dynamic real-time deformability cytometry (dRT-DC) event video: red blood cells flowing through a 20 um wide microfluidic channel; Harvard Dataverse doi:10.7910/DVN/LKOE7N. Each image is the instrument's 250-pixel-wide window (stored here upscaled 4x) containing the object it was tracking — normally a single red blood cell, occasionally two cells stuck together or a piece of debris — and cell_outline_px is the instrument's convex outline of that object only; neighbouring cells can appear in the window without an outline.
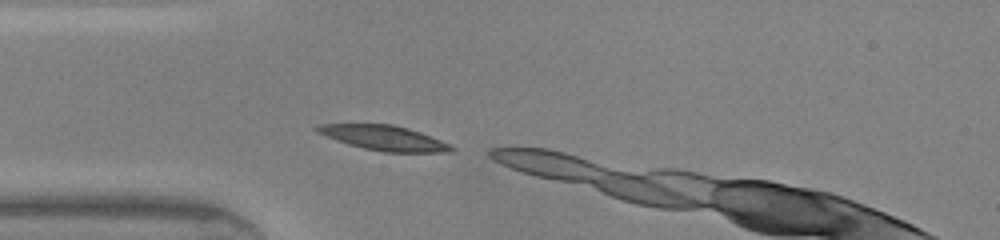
{"species": "common noctule bat (a hibernating species)", "species_latin": "Nyctalus noctula", "temperature_condition": "warm", "stored_images_in_passage": 4, "camera_frame_rate_fps": 3000, "um_per_image_px": 0.085, "animal": {"sex": "male", "body_mass_g": 20.0, "forearm_length_mm": 53.3}, "frame": {"image": 1, "passage_image": 1, "time_ms": 0.0, "image_size_px": [1000, 240], "cell_outline_px": [[456, 148], [452, 152], [384, 152], [364, 148], [348, 144], [336, 140], [316, 132], [312, 128], [316, 124], [392, 124], [408, 128], [420, 132], [440, 140]], "centroid_in_image_um": [32.6, 11.72], "position_along_channel_um": 52.4, "area_um2": 19.42}}